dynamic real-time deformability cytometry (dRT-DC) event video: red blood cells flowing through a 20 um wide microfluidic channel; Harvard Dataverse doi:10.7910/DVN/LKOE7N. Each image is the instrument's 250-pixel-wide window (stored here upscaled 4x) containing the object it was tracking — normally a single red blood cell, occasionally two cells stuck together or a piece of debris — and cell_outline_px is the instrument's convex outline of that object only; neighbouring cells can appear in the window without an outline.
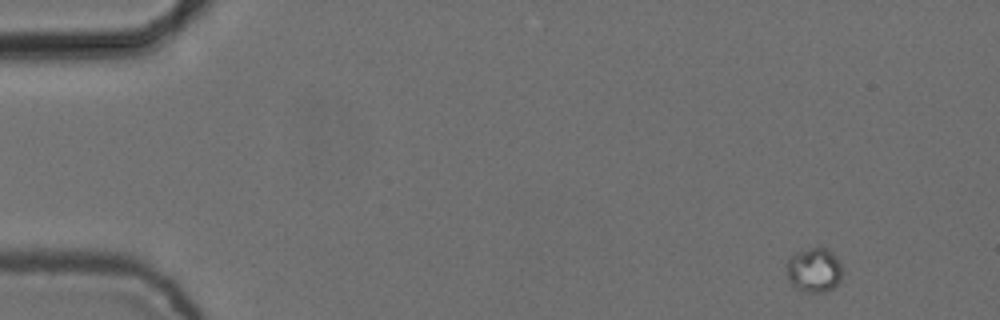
{"species": "common noctule bat (a hibernating species)", "species_latin": "Nyctalus noctula", "temperature_condition": "cold", "stored_images_in_passage": 5, "camera_frame_rate_fps": 3000, "um_per_image_px": 0.085, "animal": {"sex": "female", "body_mass_g": 24.6, "forearm_length_mm": 56.2}, "frame": {"image": 1, "passage_image": 1, "time_ms": 0.0, "image_size_px": [1000, 320], "cell_outline_px": [[840, 280], [832, 288], [824, 292], [804, 292], [792, 284], [788, 280], [784, 264], [788, 256], [796, 252], [812, 248], [828, 248], [840, 264]], "centroid_in_image_um": [69.11, 22.95], "position_along_channel_um": 15.9, "area_um2": 14.39}}